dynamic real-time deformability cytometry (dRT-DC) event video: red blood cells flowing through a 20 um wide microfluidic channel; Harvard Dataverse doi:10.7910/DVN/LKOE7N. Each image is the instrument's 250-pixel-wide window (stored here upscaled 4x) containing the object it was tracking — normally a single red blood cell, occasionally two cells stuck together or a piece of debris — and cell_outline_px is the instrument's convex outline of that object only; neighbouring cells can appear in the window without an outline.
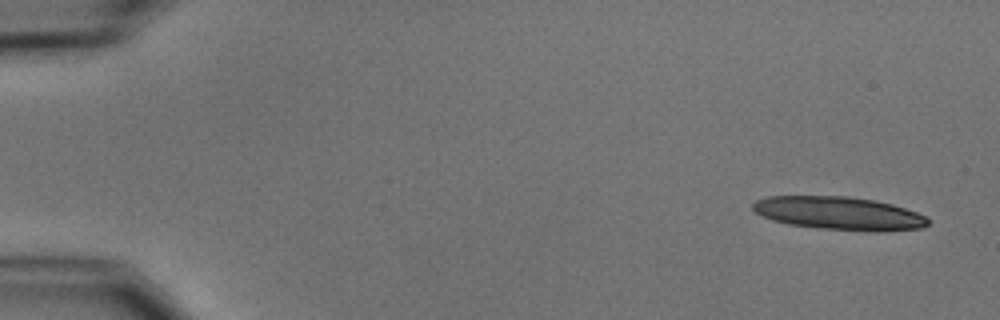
{"species": "common noctule bat (a hibernating species)", "species_latin": "Nyctalus noctula", "temperature_condition": "cold", "stored_images_in_passage": 4, "camera_frame_rate_fps": 3000, "um_per_image_px": 0.085, "animal": {"sex": "male", "body_mass_g": 15.6}, "frame": {"image": 1, "passage_image": 1, "time_ms": 0.0, "image_size_px": [1000, 320], "cell_outline_px": [[928, 224], [924, 228], [880, 232], [876, 232], [820, 228], [788, 224], [772, 220], [756, 212], [752, 208], [752, 204], [756, 200], [768, 196], [848, 196], [876, 200], [892, 204], [916, 212], [924, 216], [928, 220]], "centroid_in_image_um": [71.33, 18.13], "position_along_channel_um": 13.7, "area_um2": 33.93}}